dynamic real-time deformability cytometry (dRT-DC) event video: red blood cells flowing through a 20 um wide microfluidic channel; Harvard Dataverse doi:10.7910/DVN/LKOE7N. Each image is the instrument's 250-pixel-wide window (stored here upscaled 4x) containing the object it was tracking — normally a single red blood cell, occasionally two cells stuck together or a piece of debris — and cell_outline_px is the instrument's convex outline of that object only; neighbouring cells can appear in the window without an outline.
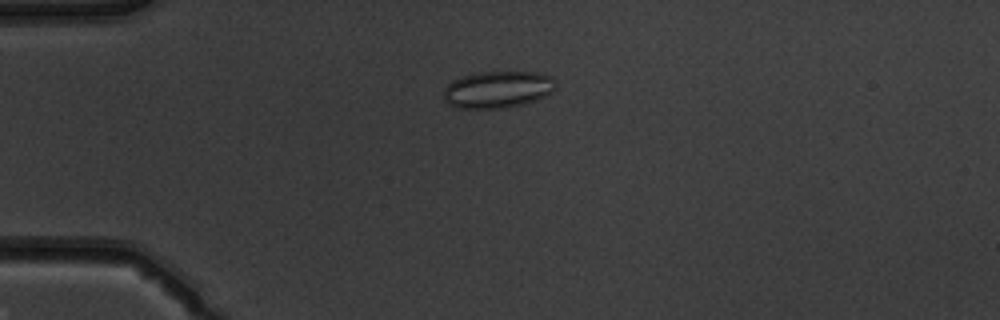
{"species": "common noctule bat (a hibernating species)", "species_latin": "Nyctalus noctula", "temperature_condition": "warm", "stored_images_in_passage": 52, "camera_frame_rate_fps": 3000, "um_per_image_px": 0.085, "animal": {"sex": "male", "body_mass_g": 19.5, "forearm_length_mm": 54.6}, "frame": {"image": 1, "passage_image": 14, "time_ms": 4.333, "image_size_px": [1000, 320], "cell_outline_px": [[556, 88], [552, 92], [536, 100], [524, 104], [508, 108], [456, 108], [448, 104], [444, 100], [444, 88], [452, 80], [464, 76], [480, 72], [540, 72], [552, 76]], "centroid_in_image_um": [42.31, 7.61], "position_along_channel_um": 42.7, "area_um2": 24.28}}
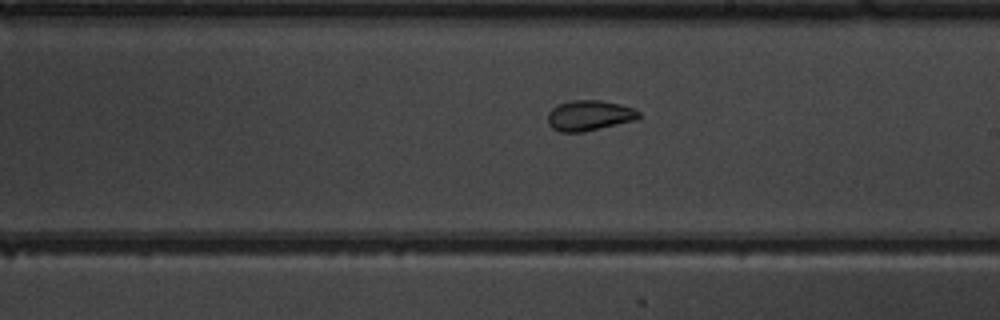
{"frame": {"image": 2, "passage_image": 31, "time_ms": 10.0, "image_size_px": [1000, 320], "cell_outline_px": [[640, 116], [636, 120], [584, 132], [560, 132], [552, 128], [548, 124], [548, 112], [552, 108], [560, 104], [572, 100], [600, 100], [620, 104], [636, 108], [640, 112]], "centroid_in_image_um": [50.11, 9.82], "position_along_channel_um": 238.9, "area_um2": 16.24}}
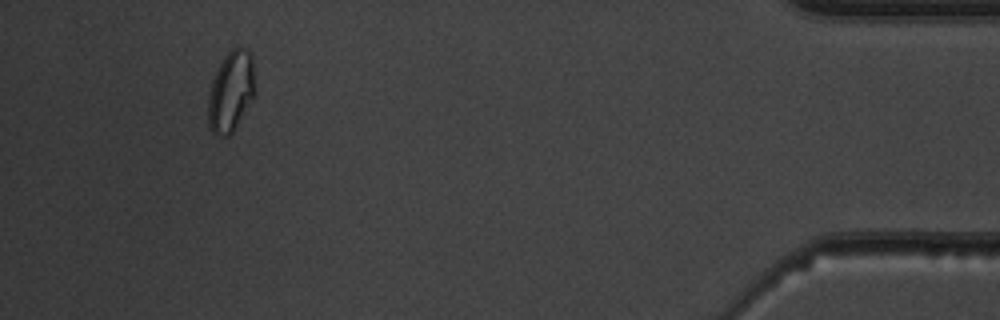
{"frame": {"image": 3, "passage_image": 49, "time_ms": 16.0, "image_size_px": [1000, 320], "cell_outline_px": [[252, 100], [236, 128], [228, 136], [220, 136], [212, 132], [208, 128], [208, 96], [212, 80], [224, 56], [232, 48], [244, 48], [252, 52]], "centroid_in_image_um": [19.59, 7.81], "position_along_channel_um": 415.6, "area_um2": 21.68}, "authors_computed_cell_mechanics": {"area_um2": 20.1144, "velocity_mm_per_s": 3.9581, "shape_relaxation_time_tau1_ms": 9.237, "shape_relaxation_time_tau2_ms": 1.2737, "deformation_change_tau1": 0.1237, "deformation_change_tau2": 0.0632}}